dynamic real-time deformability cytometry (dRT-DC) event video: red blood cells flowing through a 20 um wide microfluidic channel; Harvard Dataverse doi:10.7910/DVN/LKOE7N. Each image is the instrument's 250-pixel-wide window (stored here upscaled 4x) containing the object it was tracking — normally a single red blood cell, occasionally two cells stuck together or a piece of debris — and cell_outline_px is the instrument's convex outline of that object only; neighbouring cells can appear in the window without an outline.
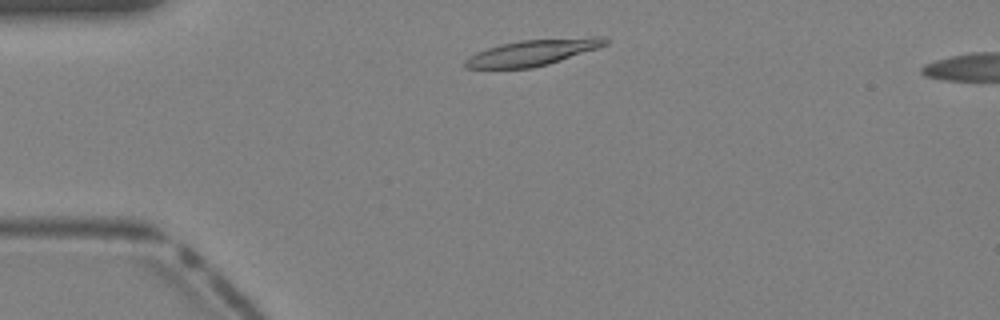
{"species": "Egyptian fruit bat (a non-hibernating species)", "species_latin": "Rousettus aegyptiacus", "temperature_condition": "warm", "stored_images_in_passage": 22, "camera_frame_rate_fps": 3000, "um_per_image_px": 0.085, "animal": {"sex": "female"}, "frame": {"image": 1, "passage_image": 3, "time_ms": 0.667, "image_size_px": [1000, 320], "cell_outline_px": [[608, 44], [548, 64], [532, 68], [464, 68], [464, 60], [476, 52], [500, 44], [520, 40], [592, 36], [604, 36], [608, 40]], "centroid_in_image_um": [45.28, 4.45], "position_along_channel_um": 39.7, "area_um2": 21.21}}
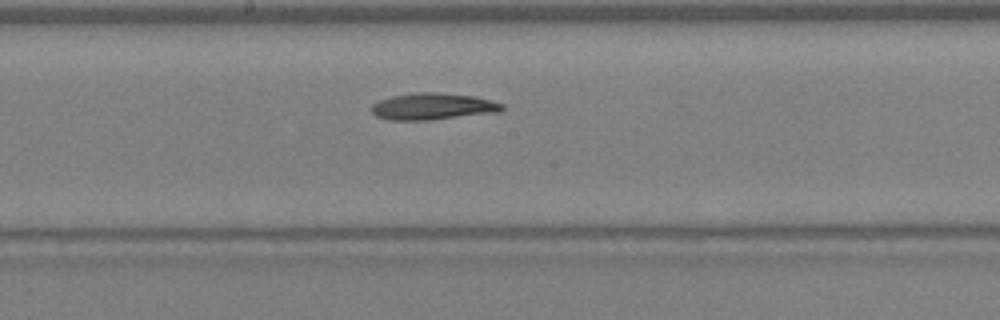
{"frame": {"image": 2, "passage_image": 15, "time_ms": 4.667, "image_size_px": [1000, 320], "cell_outline_px": [[504, 108], [500, 112], [428, 120], [388, 120], [376, 116], [372, 112], [372, 104], [380, 100], [392, 96], [420, 92], [436, 92], [476, 96], [504, 104]], "centroid_in_image_um": [36.81, 9.05], "position_along_channel_um": 211.4, "area_um2": 20.29}}
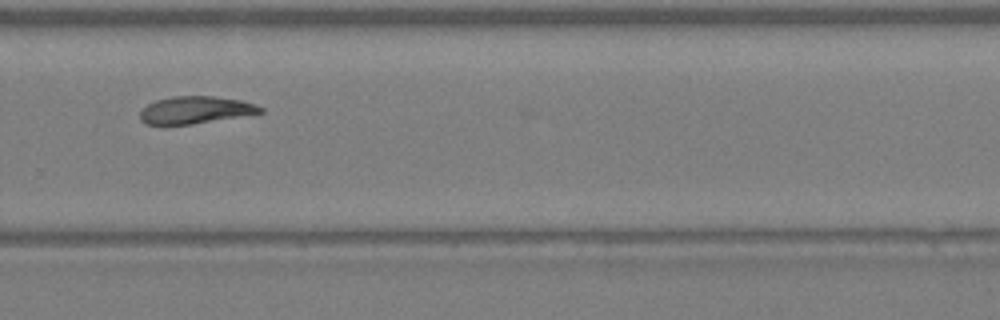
{"frame": {"image": 3, "passage_image": 21, "time_ms": 6.667, "image_size_px": [1000, 320], "cell_outline_px": [[264, 112], [192, 124], [144, 124], [140, 120], [140, 112], [148, 104], [156, 100], [172, 96], [212, 96], [240, 100], [264, 108]], "centroid_in_image_um": [16.58, 9.34], "position_along_channel_um": 313.2, "area_um2": 18.84}}